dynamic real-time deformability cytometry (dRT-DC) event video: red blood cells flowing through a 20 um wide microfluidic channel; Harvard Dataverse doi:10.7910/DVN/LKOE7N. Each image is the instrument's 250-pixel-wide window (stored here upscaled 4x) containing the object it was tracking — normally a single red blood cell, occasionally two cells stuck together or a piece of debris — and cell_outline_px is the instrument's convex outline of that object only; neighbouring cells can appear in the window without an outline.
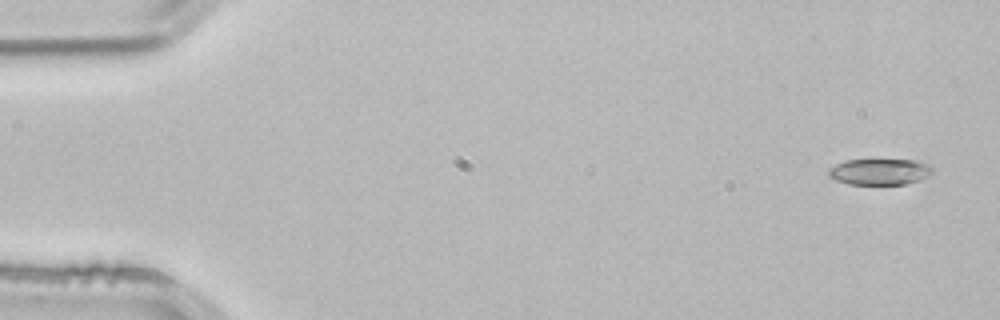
{"species": "common noctule bat (a hibernating species)", "species_latin": "Nyctalus noctula", "temperature_condition": "room temperature", "stored_images_in_passage": 4, "camera_frame_rate_fps": 3000, "um_per_image_px": 0.085, "animal": {"sex": "male", "body_mass_g": 21.5, "forearm_length_mm": 52.0}, "frame": {"image": 1, "passage_image": 1, "time_ms": 0.0, "image_size_px": [1000, 320], "cell_outline_px": [[932, 172], [928, 176], [920, 180], [904, 184], [848, 184], [836, 180], [828, 176], [828, 168], [844, 160], [920, 160], [928, 164], [932, 168]], "centroid_in_image_um": [74.76, 14.59], "position_along_channel_um": 10.2, "area_um2": 15.9}}